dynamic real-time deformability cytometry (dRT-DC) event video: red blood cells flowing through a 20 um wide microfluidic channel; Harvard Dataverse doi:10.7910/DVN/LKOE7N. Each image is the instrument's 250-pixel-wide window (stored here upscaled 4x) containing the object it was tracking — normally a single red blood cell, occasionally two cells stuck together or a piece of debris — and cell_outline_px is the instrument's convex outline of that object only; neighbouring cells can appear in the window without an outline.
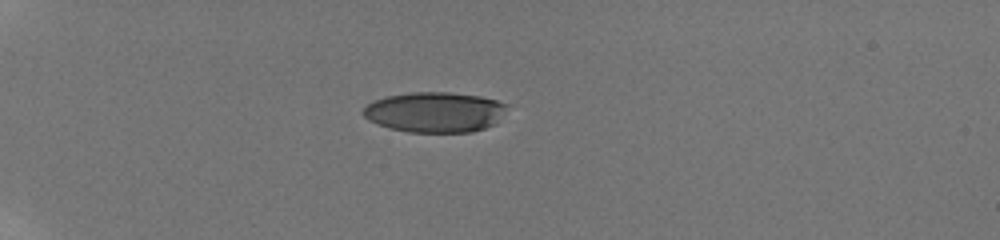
{"species": "human", "species_latin": "Homo sapiens", "temperature_condition": "room temperature", "stored_images_in_passage": 3, "camera_frame_rate_fps": 3000, "um_per_image_px": 0.085, "donor": {"sex": "male"}, "frame": {"image": 1, "passage_image": 1, "time_ms": 0.0, "image_size_px": [1000, 240], "cell_outline_px": [[508, 104], [496, 124], [472, 132], [408, 132], [388, 128], [368, 120], [360, 112], [372, 100], [388, 96], [412, 92], [448, 92], [480, 96], [496, 100]], "centroid_in_image_um": [36.94, 9.53], "position_along_channel_um": 48.1, "area_um2": 33.87}}